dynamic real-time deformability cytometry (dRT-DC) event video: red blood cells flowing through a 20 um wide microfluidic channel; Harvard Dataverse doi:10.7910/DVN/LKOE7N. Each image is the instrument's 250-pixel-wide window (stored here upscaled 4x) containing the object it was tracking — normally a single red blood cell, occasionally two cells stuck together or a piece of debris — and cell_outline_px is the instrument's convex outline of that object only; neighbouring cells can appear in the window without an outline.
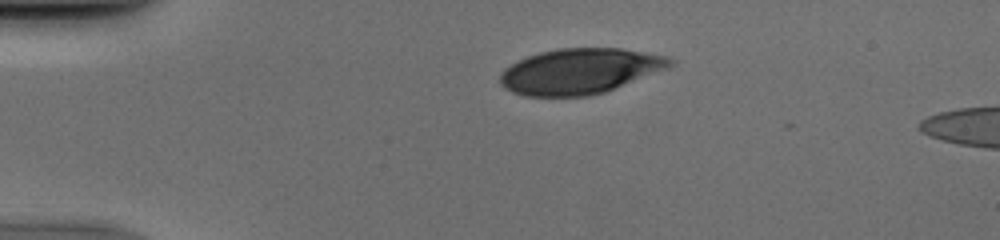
{"species": "human", "species_latin": "Homo sapiens", "temperature_condition": "cold", "stored_images_in_passage": 12, "camera_frame_rate_fps": 3000, "um_per_image_px": 0.085, "donor": {"sex": "male"}, "frame": {"image": 1, "passage_image": 6, "time_ms": 1.667, "image_size_px": [1000, 240], "cell_outline_px": [[676, 64], [668, 68], [604, 92], [588, 96], [524, 96], [512, 92], [504, 88], [500, 84], [500, 72], [504, 68], [528, 56], [540, 52], [560, 48], [620, 48], [668, 56], [676, 60]], "centroid_in_image_um": [49.3, 6.05], "position_along_channel_um": 35.7, "area_um2": 45.03}}